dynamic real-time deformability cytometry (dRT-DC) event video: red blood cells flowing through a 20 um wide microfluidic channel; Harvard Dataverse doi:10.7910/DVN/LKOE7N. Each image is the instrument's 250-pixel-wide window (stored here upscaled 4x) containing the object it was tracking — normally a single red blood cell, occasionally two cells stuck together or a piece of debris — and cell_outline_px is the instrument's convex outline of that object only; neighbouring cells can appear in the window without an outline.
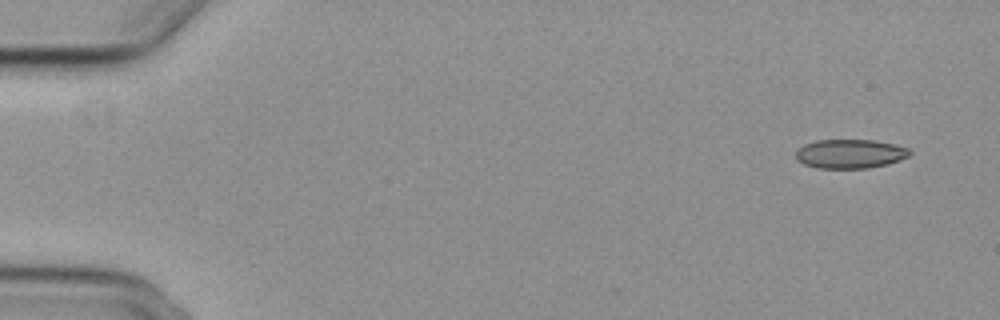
{"species": "common noctule bat (a hibernating species)", "species_latin": "Nyctalus noctula", "temperature_condition": "cold", "stored_images_in_passage": 53, "camera_frame_rate_fps": 3000, "um_per_image_px": 0.085, "animal": {"sex": "female", "body_mass_g": 29.2, "forearm_length_mm": 56.3}, "frame": {"image": 1, "passage_image": 1, "time_ms": 0.0, "image_size_px": [1000, 320], "cell_outline_px": [[912, 152], [908, 156], [900, 160], [888, 164], [868, 168], [816, 168], [804, 164], [796, 160], [796, 148], [804, 144], [816, 140], [872, 140], [892, 144], [908, 148]], "centroid_in_image_um": [72.22, 13.07], "position_along_channel_um": 12.8, "area_um2": 19.36}}
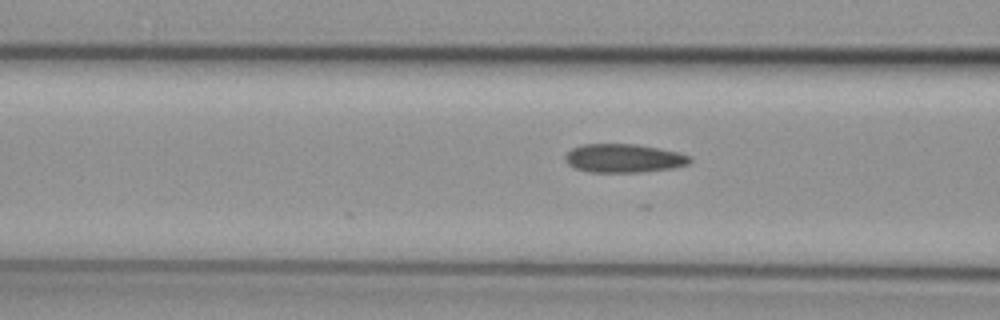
{"frame": {"image": 2, "passage_image": 20, "time_ms": 6.333, "image_size_px": [1000, 320], "cell_outline_px": [[692, 160], [688, 164], [672, 168], [640, 172], [588, 172], [576, 168], [568, 164], [564, 160], [564, 156], [572, 148], [584, 144], [636, 144], [660, 148], [680, 152], [692, 156]], "centroid_in_image_um": [53.04, 13.45], "position_along_channel_um": 113.6, "area_um2": 20.92}}
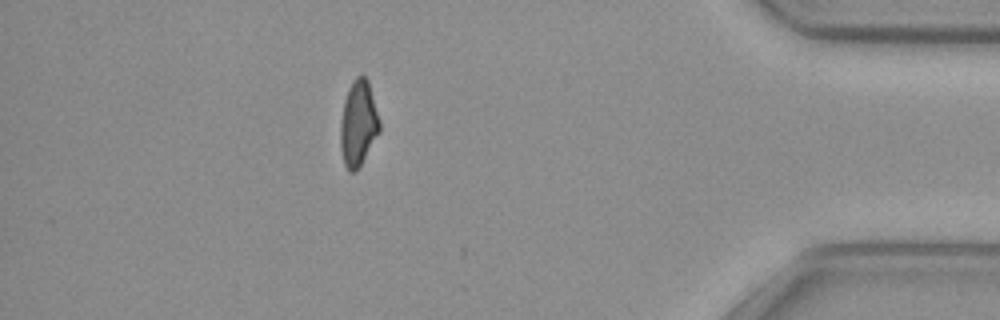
{"frame": {"image": 3, "passage_image": 47, "time_ms": 15.333, "image_size_px": [1000, 320], "cell_outline_px": [[380, 132], [356, 172], [348, 172], [344, 164], [340, 148], [340, 124], [344, 100], [348, 88], [352, 80], [356, 76], [364, 76], [368, 80], [380, 120]], "centroid_in_image_um": [30.45, 10.5], "position_along_channel_um": 404.8, "area_um2": 19.71}, "authors_computed_cell_mechanics": {"area_um2": 20.5768, "velocity_mm_per_s": 3.7283, "shape_relaxation_time_tau1_ms": 9.5654, "shape_relaxation_time_tau2_ms": 3.2447, "deformation_change_tau1": 0.1806, "deformation_change_tau2": 0.1003}}